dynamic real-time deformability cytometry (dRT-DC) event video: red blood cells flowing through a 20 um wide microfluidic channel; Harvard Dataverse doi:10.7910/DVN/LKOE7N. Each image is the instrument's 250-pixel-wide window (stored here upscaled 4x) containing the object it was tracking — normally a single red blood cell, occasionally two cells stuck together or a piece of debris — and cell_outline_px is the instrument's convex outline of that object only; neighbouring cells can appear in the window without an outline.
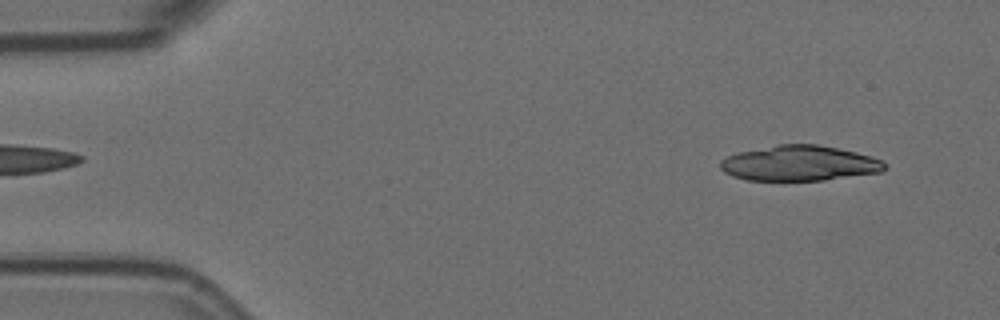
{"species": "Egyptian fruit bat (a non-hibernating species)", "species_latin": "Rousettus aegyptiacus", "temperature_condition": "room temperature", "stored_images_in_passage": 54, "camera_frame_rate_fps": 3000, "um_per_image_px": 0.085, "animal": {"sex": "female"}, "frame": {"image": 1, "passage_image": 4, "time_ms": 1.0, "image_size_px": [1000, 320], "cell_outline_px": [[888, 168], [880, 172], [824, 180], [748, 180], [732, 176], [724, 172], [720, 168], [720, 160], [736, 152], [780, 144], [820, 144], [856, 152], [872, 156], [884, 160], [888, 164]], "centroid_in_image_um": [67.98, 13.87], "position_along_channel_um": 17.0, "area_um2": 34.04}}
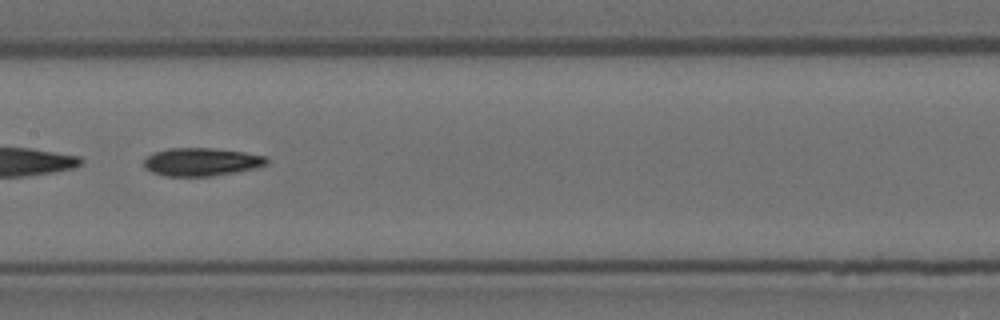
{"frame": {"image": 2, "passage_image": 27, "time_ms": 8.667, "image_size_px": [1000, 320], "cell_outline_px": [[268, 160], [264, 164], [256, 168], [212, 176], [164, 176], [152, 172], [144, 168], [144, 160], [152, 152], [168, 148], [212, 148], [244, 152], [264, 156]], "centroid_in_image_um": [17.06, 13.76], "position_along_channel_um": 190.3, "area_um2": 20.0}}
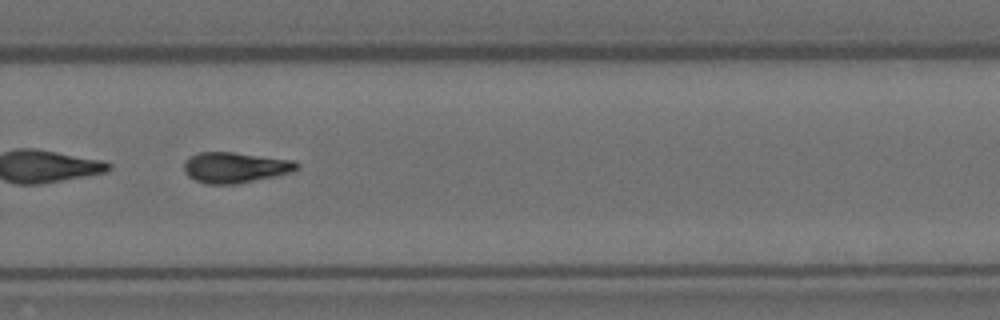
{"frame": {"image": 3, "passage_image": 37, "time_ms": 12.0, "image_size_px": [1000, 320], "cell_outline_px": [[300, 168], [288, 172], [272, 176], [236, 184], [204, 184], [188, 176], [184, 172], [184, 160], [200, 152], [232, 152], [292, 160], [300, 164]], "centroid_in_image_um": [19.94, 14.23], "position_along_channel_um": 309.9, "area_um2": 19.88}, "authors_computed_cell_mechanics": {"area_um2": 20.1722, "velocity_mm_per_s": 3.6066, "shape_relaxation_time_tau1_ms": 5.4308, "shape_relaxation_time_tau2_ms": null, "deformation_change_tau1": 0.1826, "deformation_change_tau2": null}}